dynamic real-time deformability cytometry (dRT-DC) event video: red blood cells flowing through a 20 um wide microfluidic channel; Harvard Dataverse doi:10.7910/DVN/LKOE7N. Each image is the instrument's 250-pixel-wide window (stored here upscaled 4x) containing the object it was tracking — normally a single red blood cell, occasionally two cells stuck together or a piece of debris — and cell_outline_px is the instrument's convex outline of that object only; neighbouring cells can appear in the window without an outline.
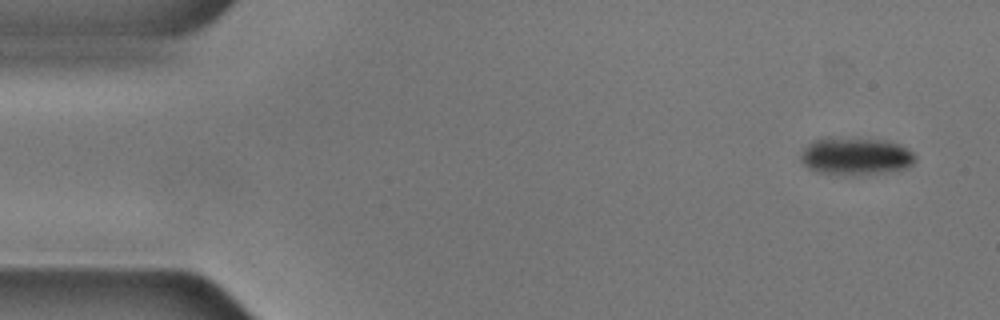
{"species": "common noctule bat (a hibernating species)", "species_latin": "Nyctalus noctula", "temperature_condition": "cold", "stored_images_in_passage": 16, "camera_frame_rate_fps": 3000, "um_per_image_px": 0.085, "animal": {"sex": "male", "body_mass_g": 17.9, "forearm_length_mm": 54.2}, "frame": {"image": 1, "passage_image": 1, "time_ms": 0.0, "image_size_px": [1000, 320], "cell_outline_px": [[916, 160], [908, 168], [884, 172], [816, 172], [808, 168], [800, 160], [800, 152], [808, 144], [816, 140], [880, 140], [900, 144], [908, 148], [916, 156]], "centroid_in_image_um": [72.78, 13.28], "position_along_channel_um": 12.2, "area_um2": 23.52}}
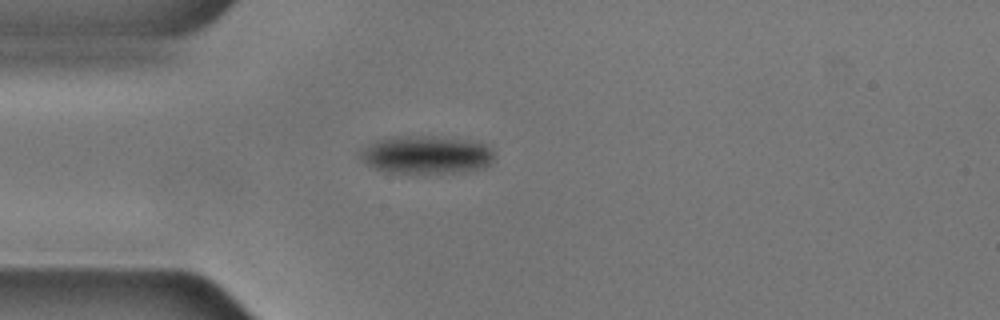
{"frame": {"image": 2, "passage_image": 12, "time_ms": 3.667, "image_size_px": [1000, 320], "cell_outline_px": [[492, 160], [484, 168], [456, 172], [384, 172], [372, 168], [360, 160], [360, 152], [372, 144], [380, 140], [392, 136], [408, 136], [468, 140], [484, 144], [492, 152]], "centroid_in_image_um": [36.19, 13.17], "position_along_channel_um": 48.8, "area_um2": 28.78}}